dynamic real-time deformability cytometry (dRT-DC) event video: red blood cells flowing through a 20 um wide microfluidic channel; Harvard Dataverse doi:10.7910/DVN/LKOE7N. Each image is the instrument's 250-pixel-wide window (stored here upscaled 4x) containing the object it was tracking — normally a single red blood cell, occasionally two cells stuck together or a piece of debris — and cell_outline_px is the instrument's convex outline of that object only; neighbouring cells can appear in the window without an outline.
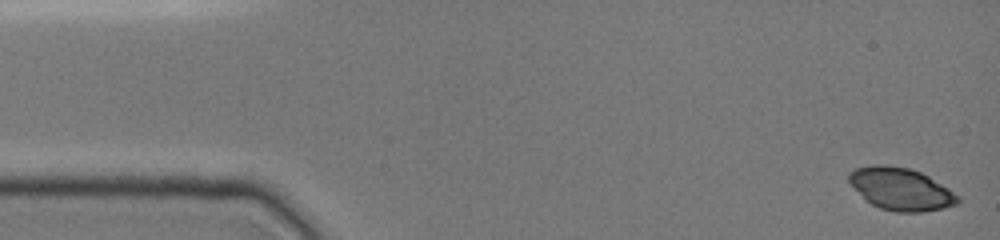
{"species": "common noctule bat (a hibernating species)", "species_latin": "Nyctalus noctula", "temperature_condition": "cold", "stored_images_in_passage": 24, "camera_frame_rate_fps": 3000, "um_per_image_px": 0.085, "animal": {"sex": "female", "body_mass_g": 19.0, "forearm_length_mm": 51.5}, "frame": {"image": 1, "passage_image": 1, "time_ms": 0.0, "image_size_px": [1000, 240], "cell_outline_px": [[960, 204], [944, 208], [920, 212], [896, 212], [880, 208], [864, 200], [848, 180], [848, 172], [856, 168], [872, 164], [884, 164], [908, 168], [920, 172], [928, 176], [948, 188], [960, 196]], "centroid_in_image_um": [76.57, 16.07], "position_along_channel_um": 8.4, "area_um2": 27.05}}
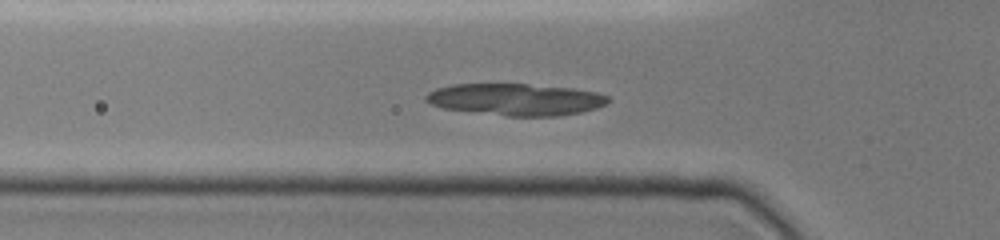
{"frame": {"image": 2, "passage_image": 14, "time_ms": 5.0, "image_size_px": [1000, 240], "cell_outline_px": [[612, 100], [596, 108], [580, 112], [560, 116], [508, 116], [444, 108], [428, 104], [424, 100], [424, 96], [428, 92], [436, 88], [452, 84], [528, 84], [572, 88], [596, 92], [608, 96]], "centroid_in_image_um": [43.81, 8.45], "position_along_channel_um": 82.0, "area_um2": 33.87}}
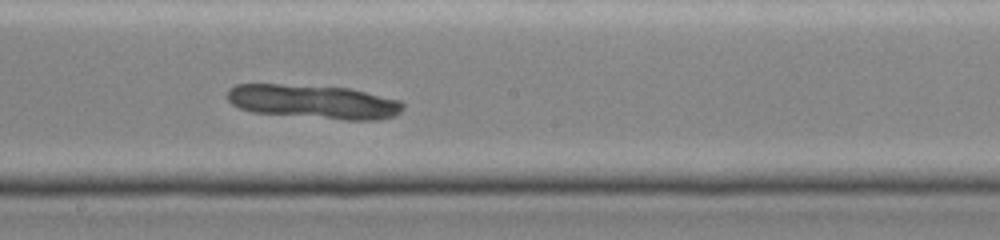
{"frame": {"image": 3, "passage_image": 24, "time_ms": 8.667, "image_size_px": [1000, 240], "cell_outline_px": [[404, 108], [396, 116], [376, 120], [344, 120], [252, 112], [240, 108], [232, 104], [228, 100], [228, 88], [236, 84], [280, 84], [348, 88], [400, 100], [404, 104]], "centroid_in_image_um": [26.66, 8.65], "position_along_channel_um": 221.5, "area_um2": 34.8}}